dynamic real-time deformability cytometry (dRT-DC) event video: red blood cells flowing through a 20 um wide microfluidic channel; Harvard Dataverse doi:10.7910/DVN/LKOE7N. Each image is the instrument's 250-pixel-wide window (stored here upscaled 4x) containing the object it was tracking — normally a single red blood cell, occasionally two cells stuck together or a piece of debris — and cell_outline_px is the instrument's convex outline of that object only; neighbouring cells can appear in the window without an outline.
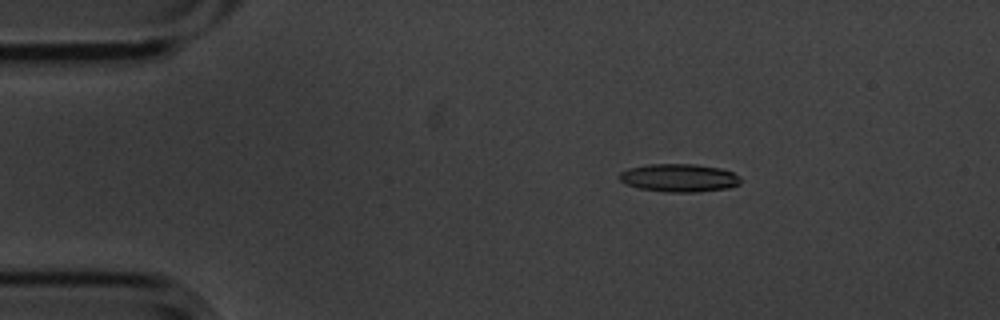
{"species": "common noctule bat (a hibernating species)", "species_latin": "Nyctalus noctula", "temperature_condition": "cold", "stored_images_in_passage": 5, "camera_frame_rate_fps": 3000, "um_per_image_px": 0.085, "animal": {"sex": "male", "body_mass_g": 20.1, "forearm_length_mm": 53.5}, "frame": {"image": 1, "passage_image": 5, "time_ms": 1.333, "image_size_px": [1000, 320], "cell_outline_px": [[740, 184], [728, 188], [696, 192], [664, 192], [640, 188], [624, 184], [620, 180], [620, 172], [628, 168], [648, 164], [696, 164], [720, 168], [732, 172], [740, 176]], "centroid_in_image_um": [57.72, 15.12], "position_along_channel_um": 27.3, "area_um2": 19.88}}